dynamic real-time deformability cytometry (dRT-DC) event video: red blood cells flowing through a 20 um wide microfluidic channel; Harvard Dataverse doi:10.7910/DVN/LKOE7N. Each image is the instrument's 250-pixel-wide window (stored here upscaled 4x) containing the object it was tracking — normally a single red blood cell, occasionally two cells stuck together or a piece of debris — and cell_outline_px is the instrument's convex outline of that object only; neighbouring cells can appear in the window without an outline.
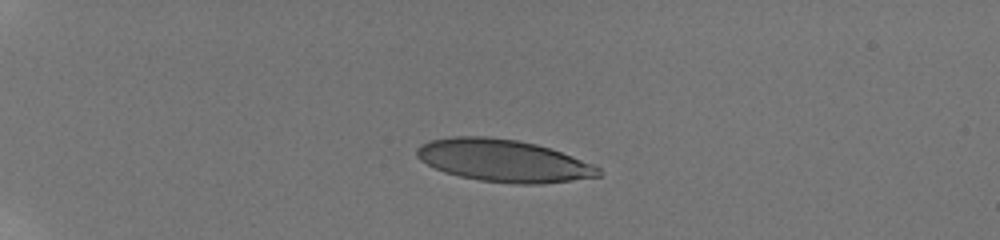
{"species": "human", "species_latin": "Homo sapiens", "temperature_condition": "room temperature", "stored_images_in_passage": 41, "camera_frame_rate_fps": 3000, "um_per_image_px": 0.085, "donor": {"sex": "male"}, "frame": {"image": 1, "passage_image": 1, "time_ms": 0.0, "image_size_px": [1000, 240], "cell_outline_px": [[604, 172], [600, 176], [572, 180], [540, 184], [516, 184], [480, 180], [460, 176], [444, 172], [420, 160], [416, 156], [416, 148], [420, 144], [428, 140], [452, 136], [488, 136], [516, 140], [536, 144], [560, 152], [592, 164], [600, 168]], "centroid_in_image_um": [42.76, 13.65], "position_along_channel_um": 42.2, "area_um2": 44.68}}
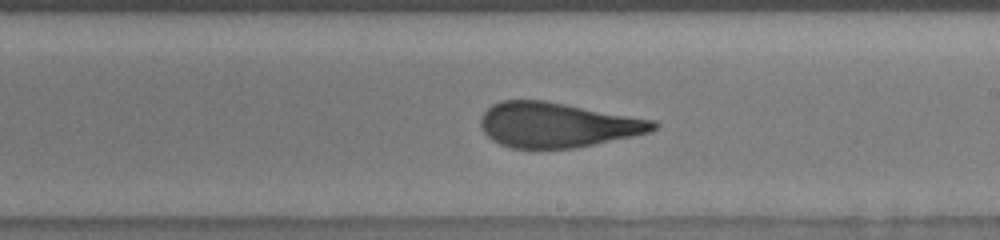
{"frame": {"image": 2, "passage_image": 22, "time_ms": 7.0, "image_size_px": [1000, 240], "cell_outline_px": [[660, 124], [652, 132], [572, 148], [512, 148], [500, 144], [492, 140], [480, 128], [480, 116], [492, 104], [500, 100], [544, 100], [656, 120]], "centroid_in_image_um": [47.35, 10.6], "position_along_channel_um": 241.6, "area_um2": 45.2}}
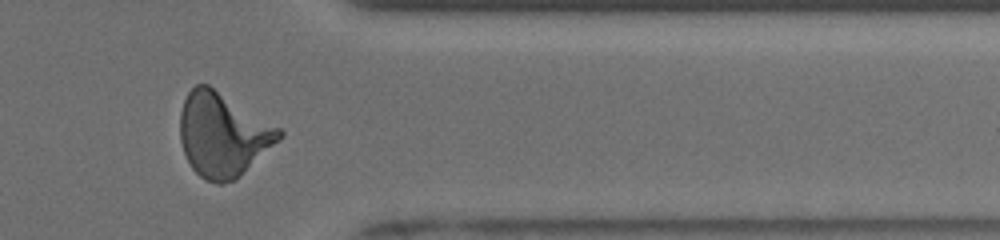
{"frame": {"image": 3, "passage_image": 34, "time_ms": 11.0, "image_size_px": [1000, 240], "cell_outline_px": [[284, 136], [280, 140], [236, 180], [220, 184], [216, 184], [200, 176], [192, 168], [184, 152], [180, 140], [180, 112], [184, 100], [188, 92], [196, 84], [208, 84], [280, 128], [284, 132]], "centroid_in_image_um": [18.94, 11.45], "position_along_channel_um": 392.5, "area_um2": 48.32}, "authors_computed_cell_mechanics": {"area_um2": 45.4886, "velocity_mm_per_s": 3.8926, "shape_relaxation_time_tau1_ms": 5.4003, "shape_relaxation_time_tau2_ms": 1.0366, "deformation_change_tau1": 0.2293, "deformation_change_tau2": 0.1028}}